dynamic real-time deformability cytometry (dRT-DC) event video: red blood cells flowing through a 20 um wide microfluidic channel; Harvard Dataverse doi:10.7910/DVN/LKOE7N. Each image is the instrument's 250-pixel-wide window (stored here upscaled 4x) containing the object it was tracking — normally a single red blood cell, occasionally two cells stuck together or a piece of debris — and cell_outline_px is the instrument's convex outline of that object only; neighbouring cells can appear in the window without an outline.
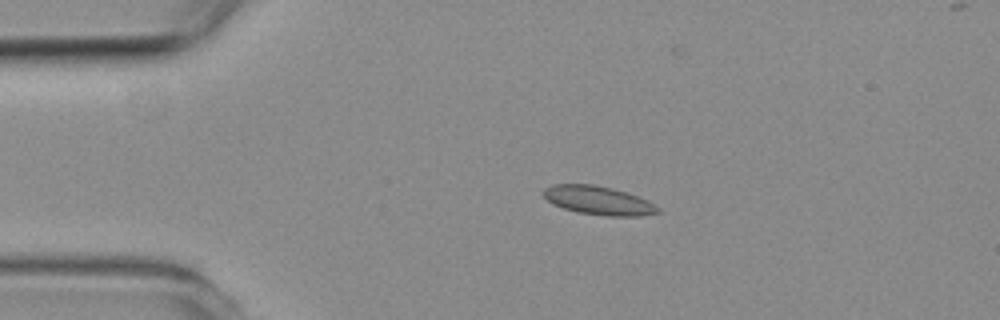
{"species": "common noctule bat (a hibernating species)", "species_latin": "Nyctalus noctula", "temperature_condition": "room temperature", "stored_images_in_passage": 4, "camera_frame_rate_fps": 3000, "um_per_image_px": 0.085, "animal": {"sex": "female", "body_mass_g": 19.3, "forearm_length_mm": 54.1}, "frame": {"image": 1, "passage_image": 3, "time_ms": 2.333, "image_size_px": [1000, 320], "cell_outline_px": [[660, 212], [640, 216], [608, 216], [576, 212], [552, 204], [544, 196], [544, 188], [552, 184], [592, 184], [612, 188], [648, 200], [660, 208]], "centroid_in_image_um": [50.86, 17.04], "position_along_channel_um": 34.1, "area_um2": 19.02}}